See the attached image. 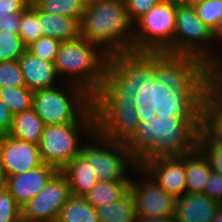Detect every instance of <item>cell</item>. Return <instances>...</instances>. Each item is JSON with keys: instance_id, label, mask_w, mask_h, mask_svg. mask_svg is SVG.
<instances>
[{"instance_id": "cell-1", "label": "cell", "mask_w": 222, "mask_h": 222, "mask_svg": "<svg viewBox=\"0 0 222 222\" xmlns=\"http://www.w3.org/2000/svg\"><path fill=\"white\" fill-rule=\"evenodd\" d=\"M200 134L201 109L190 104L152 102L126 146L140 167L153 158L181 157L194 152Z\"/></svg>"}, {"instance_id": "cell-2", "label": "cell", "mask_w": 222, "mask_h": 222, "mask_svg": "<svg viewBox=\"0 0 222 222\" xmlns=\"http://www.w3.org/2000/svg\"><path fill=\"white\" fill-rule=\"evenodd\" d=\"M143 79L154 103L190 104L201 109L207 87V64L196 57L170 53L136 54L128 62Z\"/></svg>"}, {"instance_id": "cell-3", "label": "cell", "mask_w": 222, "mask_h": 222, "mask_svg": "<svg viewBox=\"0 0 222 222\" xmlns=\"http://www.w3.org/2000/svg\"><path fill=\"white\" fill-rule=\"evenodd\" d=\"M152 102L143 79L128 63H118L93 97L96 131L105 139L127 143Z\"/></svg>"}, {"instance_id": "cell-4", "label": "cell", "mask_w": 222, "mask_h": 222, "mask_svg": "<svg viewBox=\"0 0 222 222\" xmlns=\"http://www.w3.org/2000/svg\"><path fill=\"white\" fill-rule=\"evenodd\" d=\"M80 36L97 44L117 63L133 58L134 24L124 0H87Z\"/></svg>"}, {"instance_id": "cell-5", "label": "cell", "mask_w": 222, "mask_h": 222, "mask_svg": "<svg viewBox=\"0 0 222 222\" xmlns=\"http://www.w3.org/2000/svg\"><path fill=\"white\" fill-rule=\"evenodd\" d=\"M117 64L101 47L82 36L62 42L54 61L63 83L79 86L92 97Z\"/></svg>"}, {"instance_id": "cell-6", "label": "cell", "mask_w": 222, "mask_h": 222, "mask_svg": "<svg viewBox=\"0 0 222 222\" xmlns=\"http://www.w3.org/2000/svg\"><path fill=\"white\" fill-rule=\"evenodd\" d=\"M95 131L96 114L93 106L76 123L46 125L39 144L43 162L61 171L81 154L84 145L81 141L85 142L82 138L91 137Z\"/></svg>"}, {"instance_id": "cell-7", "label": "cell", "mask_w": 222, "mask_h": 222, "mask_svg": "<svg viewBox=\"0 0 222 222\" xmlns=\"http://www.w3.org/2000/svg\"><path fill=\"white\" fill-rule=\"evenodd\" d=\"M92 106L93 97L69 83L34 91L32 103L45 126L76 123Z\"/></svg>"}, {"instance_id": "cell-8", "label": "cell", "mask_w": 222, "mask_h": 222, "mask_svg": "<svg viewBox=\"0 0 222 222\" xmlns=\"http://www.w3.org/2000/svg\"><path fill=\"white\" fill-rule=\"evenodd\" d=\"M176 2L162 0L134 24L133 56L141 53L174 54Z\"/></svg>"}, {"instance_id": "cell-9", "label": "cell", "mask_w": 222, "mask_h": 222, "mask_svg": "<svg viewBox=\"0 0 222 222\" xmlns=\"http://www.w3.org/2000/svg\"><path fill=\"white\" fill-rule=\"evenodd\" d=\"M86 139L81 155L94 169L98 181L132 180L130 173H135L139 165L126 143L105 139L97 131ZM129 169L133 172H127Z\"/></svg>"}, {"instance_id": "cell-10", "label": "cell", "mask_w": 222, "mask_h": 222, "mask_svg": "<svg viewBox=\"0 0 222 222\" xmlns=\"http://www.w3.org/2000/svg\"><path fill=\"white\" fill-rule=\"evenodd\" d=\"M174 54L214 62L212 29L197 16L194 5L176 2Z\"/></svg>"}, {"instance_id": "cell-11", "label": "cell", "mask_w": 222, "mask_h": 222, "mask_svg": "<svg viewBox=\"0 0 222 222\" xmlns=\"http://www.w3.org/2000/svg\"><path fill=\"white\" fill-rule=\"evenodd\" d=\"M135 172L140 178L136 177L135 180L132 177L130 193L135 201L137 217L151 219L174 216L176 198L162 189L140 167Z\"/></svg>"}, {"instance_id": "cell-12", "label": "cell", "mask_w": 222, "mask_h": 222, "mask_svg": "<svg viewBox=\"0 0 222 222\" xmlns=\"http://www.w3.org/2000/svg\"><path fill=\"white\" fill-rule=\"evenodd\" d=\"M71 196L68 179L58 171L43 190L22 207V219L26 222L58 219L61 208Z\"/></svg>"}, {"instance_id": "cell-13", "label": "cell", "mask_w": 222, "mask_h": 222, "mask_svg": "<svg viewBox=\"0 0 222 222\" xmlns=\"http://www.w3.org/2000/svg\"><path fill=\"white\" fill-rule=\"evenodd\" d=\"M0 158L6 177L26 173L44 164L39 145L8 134L0 136Z\"/></svg>"}, {"instance_id": "cell-14", "label": "cell", "mask_w": 222, "mask_h": 222, "mask_svg": "<svg viewBox=\"0 0 222 222\" xmlns=\"http://www.w3.org/2000/svg\"><path fill=\"white\" fill-rule=\"evenodd\" d=\"M140 168L175 198L186 193L185 155L146 160Z\"/></svg>"}, {"instance_id": "cell-15", "label": "cell", "mask_w": 222, "mask_h": 222, "mask_svg": "<svg viewBox=\"0 0 222 222\" xmlns=\"http://www.w3.org/2000/svg\"><path fill=\"white\" fill-rule=\"evenodd\" d=\"M58 171L53 165L44 163L38 168L27 171L26 173L7 176L6 189L22 208L31 198L43 190L49 180Z\"/></svg>"}, {"instance_id": "cell-16", "label": "cell", "mask_w": 222, "mask_h": 222, "mask_svg": "<svg viewBox=\"0 0 222 222\" xmlns=\"http://www.w3.org/2000/svg\"><path fill=\"white\" fill-rule=\"evenodd\" d=\"M25 85L32 91L56 87L63 82L54 62L43 60L26 50L18 59Z\"/></svg>"}, {"instance_id": "cell-17", "label": "cell", "mask_w": 222, "mask_h": 222, "mask_svg": "<svg viewBox=\"0 0 222 222\" xmlns=\"http://www.w3.org/2000/svg\"><path fill=\"white\" fill-rule=\"evenodd\" d=\"M204 193H185L176 198L175 222H212L218 208L221 206Z\"/></svg>"}, {"instance_id": "cell-18", "label": "cell", "mask_w": 222, "mask_h": 222, "mask_svg": "<svg viewBox=\"0 0 222 222\" xmlns=\"http://www.w3.org/2000/svg\"><path fill=\"white\" fill-rule=\"evenodd\" d=\"M201 133L210 142L222 144V101L208 87L201 103Z\"/></svg>"}, {"instance_id": "cell-19", "label": "cell", "mask_w": 222, "mask_h": 222, "mask_svg": "<svg viewBox=\"0 0 222 222\" xmlns=\"http://www.w3.org/2000/svg\"><path fill=\"white\" fill-rule=\"evenodd\" d=\"M61 172L68 179L73 196L83 197L98 182L94 169L81 154L70 161Z\"/></svg>"}, {"instance_id": "cell-20", "label": "cell", "mask_w": 222, "mask_h": 222, "mask_svg": "<svg viewBox=\"0 0 222 222\" xmlns=\"http://www.w3.org/2000/svg\"><path fill=\"white\" fill-rule=\"evenodd\" d=\"M186 192L203 193L209 179L211 166L205 154L197 148L185 155Z\"/></svg>"}, {"instance_id": "cell-21", "label": "cell", "mask_w": 222, "mask_h": 222, "mask_svg": "<svg viewBox=\"0 0 222 222\" xmlns=\"http://www.w3.org/2000/svg\"><path fill=\"white\" fill-rule=\"evenodd\" d=\"M40 26L43 36L52 37L61 42L71 41L80 36V23L72 17L40 11Z\"/></svg>"}, {"instance_id": "cell-22", "label": "cell", "mask_w": 222, "mask_h": 222, "mask_svg": "<svg viewBox=\"0 0 222 222\" xmlns=\"http://www.w3.org/2000/svg\"><path fill=\"white\" fill-rule=\"evenodd\" d=\"M43 120L33 108L15 114L8 135L13 138L39 145L44 130Z\"/></svg>"}, {"instance_id": "cell-23", "label": "cell", "mask_w": 222, "mask_h": 222, "mask_svg": "<svg viewBox=\"0 0 222 222\" xmlns=\"http://www.w3.org/2000/svg\"><path fill=\"white\" fill-rule=\"evenodd\" d=\"M130 184L131 181H98L83 198L95 208L110 205L122 199L130 191Z\"/></svg>"}, {"instance_id": "cell-24", "label": "cell", "mask_w": 222, "mask_h": 222, "mask_svg": "<svg viewBox=\"0 0 222 222\" xmlns=\"http://www.w3.org/2000/svg\"><path fill=\"white\" fill-rule=\"evenodd\" d=\"M99 222H137L135 201L130 191L120 200L110 205L96 208Z\"/></svg>"}, {"instance_id": "cell-25", "label": "cell", "mask_w": 222, "mask_h": 222, "mask_svg": "<svg viewBox=\"0 0 222 222\" xmlns=\"http://www.w3.org/2000/svg\"><path fill=\"white\" fill-rule=\"evenodd\" d=\"M60 222H99L96 208L83 197L71 196L60 210Z\"/></svg>"}, {"instance_id": "cell-26", "label": "cell", "mask_w": 222, "mask_h": 222, "mask_svg": "<svg viewBox=\"0 0 222 222\" xmlns=\"http://www.w3.org/2000/svg\"><path fill=\"white\" fill-rule=\"evenodd\" d=\"M86 5L87 0H41L35 6L43 13L72 17L80 23Z\"/></svg>"}, {"instance_id": "cell-27", "label": "cell", "mask_w": 222, "mask_h": 222, "mask_svg": "<svg viewBox=\"0 0 222 222\" xmlns=\"http://www.w3.org/2000/svg\"><path fill=\"white\" fill-rule=\"evenodd\" d=\"M34 91L27 87H0V99L15 115L32 108Z\"/></svg>"}, {"instance_id": "cell-28", "label": "cell", "mask_w": 222, "mask_h": 222, "mask_svg": "<svg viewBox=\"0 0 222 222\" xmlns=\"http://www.w3.org/2000/svg\"><path fill=\"white\" fill-rule=\"evenodd\" d=\"M18 34L26 47L43 36L40 26V10L35 5H29L23 11Z\"/></svg>"}, {"instance_id": "cell-29", "label": "cell", "mask_w": 222, "mask_h": 222, "mask_svg": "<svg viewBox=\"0 0 222 222\" xmlns=\"http://www.w3.org/2000/svg\"><path fill=\"white\" fill-rule=\"evenodd\" d=\"M27 50L18 33L0 30V63L16 61Z\"/></svg>"}, {"instance_id": "cell-30", "label": "cell", "mask_w": 222, "mask_h": 222, "mask_svg": "<svg viewBox=\"0 0 222 222\" xmlns=\"http://www.w3.org/2000/svg\"><path fill=\"white\" fill-rule=\"evenodd\" d=\"M197 16L212 30L222 19V0H205L194 4Z\"/></svg>"}, {"instance_id": "cell-31", "label": "cell", "mask_w": 222, "mask_h": 222, "mask_svg": "<svg viewBox=\"0 0 222 222\" xmlns=\"http://www.w3.org/2000/svg\"><path fill=\"white\" fill-rule=\"evenodd\" d=\"M61 43V41L55 38L42 36L29 45L27 50L36 57L54 62L59 52Z\"/></svg>"}, {"instance_id": "cell-32", "label": "cell", "mask_w": 222, "mask_h": 222, "mask_svg": "<svg viewBox=\"0 0 222 222\" xmlns=\"http://www.w3.org/2000/svg\"><path fill=\"white\" fill-rule=\"evenodd\" d=\"M26 87L18 60L0 63V87Z\"/></svg>"}, {"instance_id": "cell-33", "label": "cell", "mask_w": 222, "mask_h": 222, "mask_svg": "<svg viewBox=\"0 0 222 222\" xmlns=\"http://www.w3.org/2000/svg\"><path fill=\"white\" fill-rule=\"evenodd\" d=\"M22 219V208L5 188L0 191V222H18Z\"/></svg>"}, {"instance_id": "cell-34", "label": "cell", "mask_w": 222, "mask_h": 222, "mask_svg": "<svg viewBox=\"0 0 222 222\" xmlns=\"http://www.w3.org/2000/svg\"><path fill=\"white\" fill-rule=\"evenodd\" d=\"M198 148L208 158L211 170L222 175V144L210 142L201 133L199 137Z\"/></svg>"}, {"instance_id": "cell-35", "label": "cell", "mask_w": 222, "mask_h": 222, "mask_svg": "<svg viewBox=\"0 0 222 222\" xmlns=\"http://www.w3.org/2000/svg\"><path fill=\"white\" fill-rule=\"evenodd\" d=\"M129 18L135 24L152 7L159 4L162 0H124Z\"/></svg>"}, {"instance_id": "cell-36", "label": "cell", "mask_w": 222, "mask_h": 222, "mask_svg": "<svg viewBox=\"0 0 222 222\" xmlns=\"http://www.w3.org/2000/svg\"><path fill=\"white\" fill-rule=\"evenodd\" d=\"M207 87L222 101V70L214 62L207 64Z\"/></svg>"}, {"instance_id": "cell-37", "label": "cell", "mask_w": 222, "mask_h": 222, "mask_svg": "<svg viewBox=\"0 0 222 222\" xmlns=\"http://www.w3.org/2000/svg\"><path fill=\"white\" fill-rule=\"evenodd\" d=\"M203 193L213 201L222 204V175L211 170Z\"/></svg>"}, {"instance_id": "cell-38", "label": "cell", "mask_w": 222, "mask_h": 222, "mask_svg": "<svg viewBox=\"0 0 222 222\" xmlns=\"http://www.w3.org/2000/svg\"><path fill=\"white\" fill-rule=\"evenodd\" d=\"M29 5V0H0V13L7 16L23 12Z\"/></svg>"}, {"instance_id": "cell-39", "label": "cell", "mask_w": 222, "mask_h": 222, "mask_svg": "<svg viewBox=\"0 0 222 222\" xmlns=\"http://www.w3.org/2000/svg\"><path fill=\"white\" fill-rule=\"evenodd\" d=\"M14 114L9 107L0 99V136L10 131Z\"/></svg>"}, {"instance_id": "cell-40", "label": "cell", "mask_w": 222, "mask_h": 222, "mask_svg": "<svg viewBox=\"0 0 222 222\" xmlns=\"http://www.w3.org/2000/svg\"><path fill=\"white\" fill-rule=\"evenodd\" d=\"M23 12L13 13L6 16L4 31L18 33Z\"/></svg>"}, {"instance_id": "cell-41", "label": "cell", "mask_w": 222, "mask_h": 222, "mask_svg": "<svg viewBox=\"0 0 222 222\" xmlns=\"http://www.w3.org/2000/svg\"><path fill=\"white\" fill-rule=\"evenodd\" d=\"M212 36L214 41V61H215L218 58V55L222 53V19L216 24V26L212 30Z\"/></svg>"}, {"instance_id": "cell-42", "label": "cell", "mask_w": 222, "mask_h": 222, "mask_svg": "<svg viewBox=\"0 0 222 222\" xmlns=\"http://www.w3.org/2000/svg\"><path fill=\"white\" fill-rule=\"evenodd\" d=\"M137 222H175L174 216L158 218H138Z\"/></svg>"}, {"instance_id": "cell-43", "label": "cell", "mask_w": 222, "mask_h": 222, "mask_svg": "<svg viewBox=\"0 0 222 222\" xmlns=\"http://www.w3.org/2000/svg\"><path fill=\"white\" fill-rule=\"evenodd\" d=\"M6 175L0 158V191L6 188Z\"/></svg>"}, {"instance_id": "cell-44", "label": "cell", "mask_w": 222, "mask_h": 222, "mask_svg": "<svg viewBox=\"0 0 222 222\" xmlns=\"http://www.w3.org/2000/svg\"><path fill=\"white\" fill-rule=\"evenodd\" d=\"M212 222H222V205L218 208Z\"/></svg>"}, {"instance_id": "cell-45", "label": "cell", "mask_w": 222, "mask_h": 222, "mask_svg": "<svg viewBox=\"0 0 222 222\" xmlns=\"http://www.w3.org/2000/svg\"><path fill=\"white\" fill-rule=\"evenodd\" d=\"M6 22V15L0 13V30H4Z\"/></svg>"}, {"instance_id": "cell-46", "label": "cell", "mask_w": 222, "mask_h": 222, "mask_svg": "<svg viewBox=\"0 0 222 222\" xmlns=\"http://www.w3.org/2000/svg\"><path fill=\"white\" fill-rule=\"evenodd\" d=\"M214 63L222 70V53L218 55V58L214 61Z\"/></svg>"}, {"instance_id": "cell-47", "label": "cell", "mask_w": 222, "mask_h": 222, "mask_svg": "<svg viewBox=\"0 0 222 222\" xmlns=\"http://www.w3.org/2000/svg\"><path fill=\"white\" fill-rule=\"evenodd\" d=\"M201 1H205V0H183V3L194 5L195 3H198V2H201Z\"/></svg>"}, {"instance_id": "cell-48", "label": "cell", "mask_w": 222, "mask_h": 222, "mask_svg": "<svg viewBox=\"0 0 222 222\" xmlns=\"http://www.w3.org/2000/svg\"><path fill=\"white\" fill-rule=\"evenodd\" d=\"M41 0H29L30 5H36Z\"/></svg>"}, {"instance_id": "cell-49", "label": "cell", "mask_w": 222, "mask_h": 222, "mask_svg": "<svg viewBox=\"0 0 222 222\" xmlns=\"http://www.w3.org/2000/svg\"><path fill=\"white\" fill-rule=\"evenodd\" d=\"M42 222H60L58 219H54V220H48V221H42Z\"/></svg>"}, {"instance_id": "cell-50", "label": "cell", "mask_w": 222, "mask_h": 222, "mask_svg": "<svg viewBox=\"0 0 222 222\" xmlns=\"http://www.w3.org/2000/svg\"><path fill=\"white\" fill-rule=\"evenodd\" d=\"M169 1H175V2H178V3H183V0H169Z\"/></svg>"}, {"instance_id": "cell-51", "label": "cell", "mask_w": 222, "mask_h": 222, "mask_svg": "<svg viewBox=\"0 0 222 222\" xmlns=\"http://www.w3.org/2000/svg\"><path fill=\"white\" fill-rule=\"evenodd\" d=\"M18 222H26L25 220H23V219H20Z\"/></svg>"}]
</instances>
